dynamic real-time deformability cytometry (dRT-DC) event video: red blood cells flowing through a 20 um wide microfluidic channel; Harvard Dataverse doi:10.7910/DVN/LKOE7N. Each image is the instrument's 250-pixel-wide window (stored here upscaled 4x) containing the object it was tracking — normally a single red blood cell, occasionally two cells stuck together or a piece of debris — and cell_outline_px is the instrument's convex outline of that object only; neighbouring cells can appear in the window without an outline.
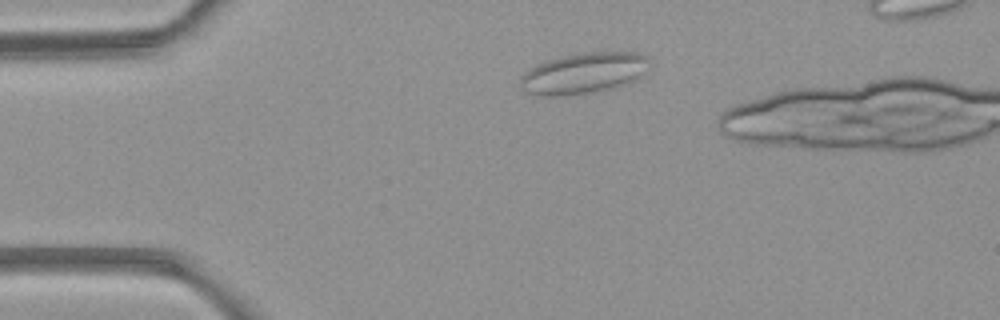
{"species": "common noctule bat (a hibernating species)", "species_latin": "Nyctalus noctula", "temperature_condition": "room temperature", "stored_images_in_passage": 3, "camera_frame_rate_fps": 3000, "um_per_image_px": 0.085, "animal": {"sex": "female", "body_mass_g": 21.9}, "frame": {"image": 1, "passage_image": 2, "time_ms": 1.0, "image_size_px": [1000, 320], "cell_outline_px": [[648, 60], [640, 76], [628, 84], [612, 88], [588, 92], [560, 96], [540, 96], [524, 92], [520, 84], [520, 76], [524, 72], [536, 64], [548, 60], [564, 56], [584, 52], [636, 52], [648, 56]], "centroid_in_image_um": [49.55, 6.22], "position_along_channel_um": 35.5, "area_um2": 30.58}}